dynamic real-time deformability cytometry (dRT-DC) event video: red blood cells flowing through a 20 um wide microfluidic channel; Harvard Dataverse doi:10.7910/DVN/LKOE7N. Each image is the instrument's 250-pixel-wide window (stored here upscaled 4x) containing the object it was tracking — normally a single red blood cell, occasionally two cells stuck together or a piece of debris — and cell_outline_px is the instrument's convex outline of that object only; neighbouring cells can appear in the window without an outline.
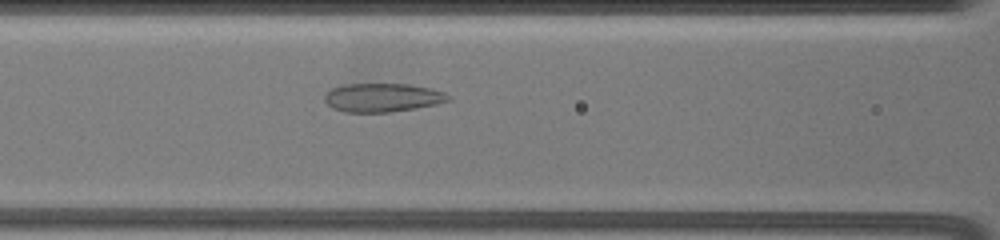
{"species": "common noctule bat (a hibernating species)", "species_latin": "Nyctalus noctula", "temperature_condition": "warm", "stored_images_in_passage": 23, "camera_frame_rate_fps": 3000, "um_per_image_px": 0.085, "animal": {"sex": "female", "body_mass_g": 19.5, "forearm_length_mm": 54.1}, "frame": {"image": 1, "passage_image": 4, "time_ms": 1.667, "image_size_px": [1000, 240], "cell_outline_px": [[452, 100], [436, 104], [416, 108], [388, 112], [344, 112], [332, 108], [324, 100], [324, 96], [332, 88], [340, 84], [408, 84], [432, 88], [444, 92], [452, 96]], "centroid_in_image_um": [32.53, 8.29], "position_along_channel_um": 134.1, "area_um2": 20.81}}
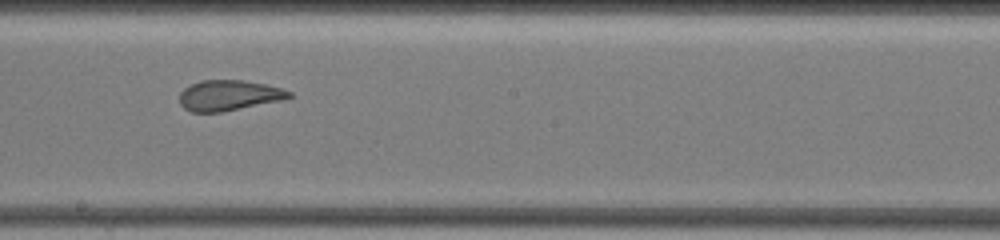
{"frame": {"image": 2, "passage_image": 9, "time_ms": 4.333, "image_size_px": [1000, 240], "cell_outline_px": [[292, 96], [280, 100], [220, 112], [192, 112], [184, 108], [180, 104], [180, 92], [184, 88], [200, 80], [244, 80], [264, 84], [280, 88], [292, 92]], "centroid_in_image_um": [19.41, 8.1], "position_along_channel_um": 228.8, "area_um2": 19.19}}
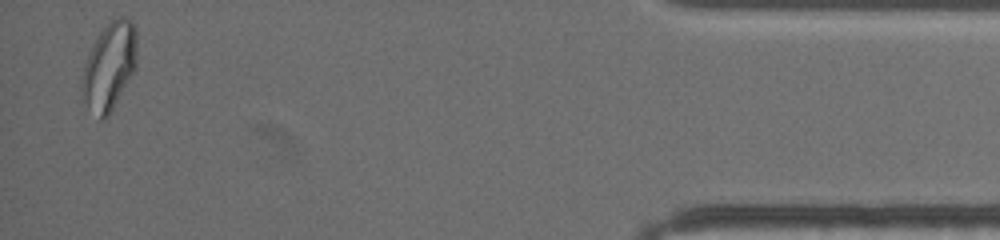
{"frame": {"image": 3, "passage_image": 23, "time_ms": 11.667, "image_size_px": [1000, 240], "cell_outline_px": [[136, 68], [108, 116], [104, 120], [100, 120], [88, 104], [84, 96], [84, 68], [88, 56], [100, 32], [112, 20], [120, 16], [128, 16], [132, 20], [136, 28]], "centroid_in_image_um": [9.37, 5.57], "position_along_channel_um": 425.8, "area_um2": 27.05}, "authors_computed_cell_mechanics": {"area_um2": 20.519, "velocity_mm_per_s": 3.5611, "shape_relaxation_time_tau1_ms": null, "shape_relaxation_time_tau2_ms": 1.0597, "deformation_change_tau1": null, "deformation_change_tau2": 0.0758}}